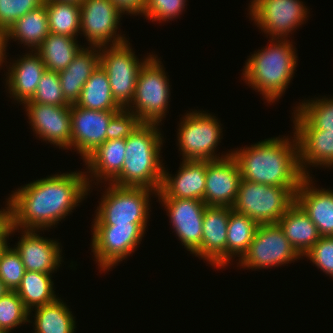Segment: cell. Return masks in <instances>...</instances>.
<instances>
[{
	"mask_svg": "<svg viewBox=\"0 0 333 333\" xmlns=\"http://www.w3.org/2000/svg\"><path fill=\"white\" fill-rule=\"evenodd\" d=\"M84 174L75 171L46 176L12 191L6 203L10 226L20 231L55 227L88 195Z\"/></svg>",
	"mask_w": 333,
	"mask_h": 333,
	"instance_id": "cell-1",
	"label": "cell"
},
{
	"mask_svg": "<svg viewBox=\"0 0 333 333\" xmlns=\"http://www.w3.org/2000/svg\"><path fill=\"white\" fill-rule=\"evenodd\" d=\"M288 137H273L251 147L231 151L241 179L254 183L298 188L305 175L299 165L298 143Z\"/></svg>",
	"mask_w": 333,
	"mask_h": 333,
	"instance_id": "cell-2",
	"label": "cell"
},
{
	"mask_svg": "<svg viewBox=\"0 0 333 333\" xmlns=\"http://www.w3.org/2000/svg\"><path fill=\"white\" fill-rule=\"evenodd\" d=\"M158 126L157 123H141L126 139L122 170L110 183L160 190L164 168L160 152L164 138Z\"/></svg>",
	"mask_w": 333,
	"mask_h": 333,
	"instance_id": "cell-3",
	"label": "cell"
},
{
	"mask_svg": "<svg viewBox=\"0 0 333 333\" xmlns=\"http://www.w3.org/2000/svg\"><path fill=\"white\" fill-rule=\"evenodd\" d=\"M270 40L269 46L255 51L247 59L242 75L249 87L260 92L268 103H273L280 99L294 77L297 54L289 39Z\"/></svg>",
	"mask_w": 333,
	"mask_h": 333,
	"instance_id": "cell-4",
	"label": "cell"
},
{
	"mask_svg": "<svg viewBox=\"0 0 333 333\" xmlns=\"http://www.w3.org/2000/svg\"><path fill=\"white\" fill-rule=\"evenodd\" d=\"M104 193L92 225H147L149 197L157 191L109 183Z\"/></svg>",
	"mask_w": 333,
	"mask_h": 333,
	"instance_id": "cell-5",
	"label": "cell"
},
{
	"mask_svg": "<svg viewBox=\"0 0 333 333\" xmlns=\"http://www.w3.org/2000/svg\"><path fill=\"white\" fill-rule=\"evenodd\" d=\"M298 188L271 186L241 179L232 209L260 224H275L295 203Z\"/></svg>",
	"mask_w": 333,
	"mask_h": 333,
	"instance_id": "cell-6",
	"label": "cell"
},
{
	"mask_svg": "<svg viewBox=\"0 0 333 333\" xmlns=\"http://www.w3.org/2000/svg\"><path fill=\"white\" fill-rule=\"evenodd\" d=\"M160 58L152 55L141 67L135 94L126 108L142 123L160 124L167 113L170 99L169 79ZM135 105V106H134Z\"/></svg>",
	"mask_w": 333,
	"mask_h": 333,
	"instance_id": "cell-7",
	"label": "cell"
},
{
	"mask_svg": "<svg viewBox=\"0 0 333 333\" xmlns=\"http://www.w3.org/2000/svg\"><path fill=\"white\" fill-rule=\"evenodd\" d=\"M204 112H189L179 123L177 140L183 160L214 161L231 156V151L221 155L222 157L215 153L219 141L223 138L221 123L216 116Z\"/></svg>",
	"mask_w": 333,
	"mask_h": 333,
	"instance_id": "cell-8",
	"label": "cell"
},
{
	"mask_svg": "<svg viewBox=\"0 0 333 333\" xmlns=\"http://www.w3.org/2000/svg\"><path fill=\"white\" fill-rule=\"evenodd\" d=\"M99 52L100 65L108 75L112 96L122 109H126L134 98L140 69L152 55L139 61L129 41L100 46Z\"/></svg>",
	"mask_w": 333,
	"mask_h": 333,
	"instance_id": "cell-9",
	"label": "cell"
},
{
	"mask_svg": "<svg viewBox=\"0 0 333 333\" xmlns=\"http://www.w3.org/2000/svg\"><path fill=\"white\" fill-rule=\"evenodd\" d=\"M147 225H93L92 252L100 271L110 270L135 252Z\"/></svg>",
	"mask_w": 333,
	"mask_h": 333,
	"instance_id": "cell-10",
	"label": "cell"
},
{
	"mask_svg": "<svg viewBox=\"0 0 333 333\" xmlns=\"http://www.w3.org/2000/svg\"><path fill=\"white\" fill-rule=\"evenodd\" d=\"M302 256L285 237L277 223L260 224L239 266L249 269L277 267Z\"/></svg>",
	"mask_w": 333,
	"mask_h": 333,
	"instance_id": "cell-11",
	"label": "cell"
},
{
	"mask_svg": "<svg viewBox=\"0 0 333 333\" xmlns=\"http://www.w3.org/2000/svg\"><path fill=\"white\" fill-rule=\"evenodd\" d=\"M250 2L251 20L266 35L269 34L271 39H287L290 32L305 22L309 13V9L300 0H251Z\"/></svg>",
	"mask_w": 333,
	"mask_h": 333,
	"instance_id": "cell-12",
	"label": "cell"
},
{
	"mask_svg": "<svg viewBox=\"0 0 333 333\" xmlns=\"http://www.w3.org/2000/svg\"><path fill=\"white\" fill-rule=\"evenodd\" d=\"M122 14L111 0H84L80 4V34L90 46H108L109 42L110 45L122 44L128 41L117 34Z\"/></svg>",
	"mask_w": 333,
	"mask_h": 333,
	"instance_id": "cell-13",
	"label": "cell"
},
{
	"mask_svg": "<svg viewBox=\"0 0 333 333\" xmlns=\"http://www.w3.org/2000/svg\"><path fill=\"white\" fill-rule=\"evenodd\" d=\"M24 108L36 136L59 149H70L71 105H45L27 100Z\"/></svg>",
	"mask_w": 333,
	"mask_h": 333,
	"instance_id": "cell-14",
	"label": "cell"
},
{
	"mask_svg": "<svg viewBox=\"0 0 333 333\" xmlns=\"http://www.w3.org/2000/svg\"><path fill=\"white\" fill-rule=\"evenodd\" d=\"M118 111L88 110L71 104V147L84 160L106 141V131L111 118Z\"/></svg>",
	"mask_w": 333,
	"mask_h": 333,
	"instance_id": "cell-15",
	"label": "cell"
},
{
	"mask_svg": "<svg viewBox=\"0 0 333 333\" xmlns=\"http://www.w3.org/2000/svg\"><path fill=\"white\" fill-rule=\"evenodd\" d=\"M232 210L227 206L206 205L201 245L192 253L220 269L227 266V226L229 213Z\"/></svg>",
	"mask_w": 333,
	"mask_h": 333,
	"instance_id": "cell-16",
	"label": "cell"
},
{
	"mask_svg": "<svg viewBox=\"0 0 333 333\" xmlns=\"http://www.w3.org/2000/svg\"><path fill=\"white\" fill-rule=\"evenodd\" d=\"M294 134L298 143L299 165L305 176L308 166L333 167V131L312 129L295 111Z\"/></svg>",
	"mask_w": 333,
	"mask_h": 333,
	"instance_id": "cell-17",
	"label": "cell"
},
{
	"mask_svg": "<svg viewBox=\"0 0 333 333\" xmlns=\"http://www.w3.org/2000/svg\"><path fill=\"white\" fill-rule=\"evenodd\" d=\"M165 205L176 236L193 253L200 245L203 231V215L206 204L194 199H158Z\"/></svg>",
	"mask_w": 333,
	"mask_h": 333,
	"instance_id": "cell-18",
	"label": "cell"
},
{
	"mask_svg": "<svg viewBox=\"0 0 333 333\" xmlns=\"http://www.w3.org/2000/svg\"><path fill=\"white\" fill-rule=\"evenodd\" d=\"M241 174L236 160L231 156L207 161L206 185L203 202L207 206L234 205Z\"/></svg>",
	"mask_w": 333,
	"mask_h": 333,
	"instance_id": "cell-19",
	"label": "cell"
},
{
	"mask_svg": "<svg viewBox=\"0 0 333 333\" xmlns=\"http://www.w3.org/2000/svg\"><path fill=\"white\" fill-rule=\"evenodd\" d=\"M163 168L158 199H204L207 161L182 160L178 173L169 174Z\"/></svg>",
	"mask_w": 333,
	"mask_h": 333,
	"instance_id": "cell-20",
	"label": "cell"
},
{
	"mask_svg": "<svg viewBox=\"0 0 333 333\" xmlns=\"http://www.w3.org/2000/svg\"><path fill=\"white\" fill-rule=\"evenodd\" d=\"M15 250L19 253L26 271L52 274L61 264L59 242L41 237L39 230H23ZM16 246V247H15Z\"/></svg>",
	"mask_w": 333,
	"mask_h": 333,
	"instance_id": "cell-21",
	"label": "cell"
},
{
	"mask_svg": "<svg viewBox=\"0 0 333 333\" xmlns=\"http://www.w3.org/2000/svg\"><path fill=\"white\" fill-rule=\"evenodd\" d=\"M305 176L295 193V203L316 225L321 237L333 236V191L313 186Z\"/></svg>",
	"mask_w": 333,
	"mask_h": 333,
	"instance_id": "cell-22",
	"label": "cell"
},
{
	"mask_svg": "<svg viewBox=\"0 0 333 333\" xmlns=\"http://www.w3.org/2000/svg\"><path fill=\"white\" fill-rule=\"evenodd\" d=\"M22 56L9 65L5 81L12 98L23 105L35 94L46 67L36 51Z\"/></svg>",
	"mask_w": 333,
	"mask_h": 333,
	"instance_id": "cell-23",
	"label": "cell"
},
{
	"mask_svg": "<svg viewBox=\"0 0 333 333\" xmlns=\"http://www.w3.org/2000/svg\"><path fill=\"white\" fill-rule=\"evenodd\" d=\"M125 152L126 139L106 140L83 160L89 170L87 173H91L90 176L86 174L89 189H91L92 178L98 183L102 180L105 182L108 180L110 183L121 172Z\"/></svg>",
	"mask_w": 333,
	"mask_h": 333,
	"instance_id": "cell-24",
	"label": "cell"
},
{
	"mask_svg": "<svg viewBox=\"0 0 333 333\" xmlns=\"http://www.w3.org/2000/svg\"><path fill=\"white\" fill-rule=\"evenodd\" d=\"M100 64V52L98 46L82 48L70 65L59 72L62 93L65 99L74 104L79 99L81 90L92 72Z\"/></svg>",
	"mask_w": 333,
	"mask_h": 333,
	"instance_id": "cell-25",
	"label": "cell"
},
{
	"mask_svg": "<svg viewBox=\"0 0 333 333\" xmlns=\"http://www.w3.org/2000/svg\"><path fill=\"white\" fill-rule=\"evenodd\" d=\"M277 224L302 257L321 237L316 225L296 203L281 216Z\"/></svg>",
	"mask_w": 333,
	"mask_h": 333,
	"instance_id": "cell-26",
	"label": "cell"
},
{
	"mask_svg": "<svg viewBox=\"0 0 333 333\" xmlns=\"http://www.w3.org/2000/svg\"><path fill=\"white\" fill-rule=\"evenodd\" d=\"M48 17L45 4L20 17L5 32L6 46L9 39H15L35 51L49 34Z\"/></svg>",
	"mask_w": 333,
	"mask_h": 333,
	"instance_id": "cell-27",
	"label": "cell"
},
{
	"mask_svg": "<svg viewBox=\"0 0 333 333\" xmlns=\"http://www.w3.org/2000/svg\"><path fill=\"white\" fill-rule=\"evenodd\" d=\"M75 104L88 110L120 111L122 109L112 96L108 75L100 64L85 82Z\"/></svg>",
	"mask_w": 333,
	"mask_h": 333,
	"instance_id": "cell-28",
	"label": "cell"
},
{
	"mask_svg": "<svg viewBox=\"0 0 333 333\" xmlns=\"http://www.w3.org/2000/svg\"><path fill=\"white\" fill-rule=\"evenodd\" d=\"M75 37L49 33L45 40L35 50L47 70L61 72L74 60L83 48Z\"/></svg>",
	"mask_w": 333,
	"mask_h": 333,
	"instance_id": "cell-29",
	"label": "cell"
},
{
	"mask_svg": "<svg viewBox=\"0 0 333 333\" xmlns=\"http://www.w3.org/2000/svg\"><path fill=\"white\" fill-rule=\"evenodd\" d=\"M33 333H75L74 316L59 297L51 303L33 308Z\"/></svg>",
	"mask_w": 333,
	"mask_h": 333,
	"instance_id": "cell-30",
	"label": "cell"
},
{
	"mask_svg": "<svg viewBox=\"0 0 333 333\" xmlns=\"http://www.w3.org/2000/svg\"><path fill=\"white\" fill-rule=\"evenodd\" d=\"M52 274L26 271L16 293L31 314L33 308L53 302L58 297L54 291Z\"/></svg>",
	"mask_w": 333,
	"mask_h": 333,
	"instance_id": "cell-31",
	"label": "cell"
},
{
	"mask_svg": "<svg viewBox=\"0 0 333 333\" xmlns=\"http://www.w3.org/2000/svg\"><path fill=\"white\" fill-rule=\"evenodd\" d=\"M259 224L234 210L229 213L227 226V265L236 255L242 258L255 236Z\"/></svg>",
	"mask_w": 333,
	"mask_h": 333,
	"instance_id": "cell-32",
	"label": "cell"
},
{
	"mask_svg": "<svg viewBox=\"0 0 333 333\" xmlns=\"http://www.w3.org/2000/svg\"><path fill=\"white\" fill-rule=\"evenodd\" d=\"M49 32L75 37L80 33V5L75 3L45 1Z\"/></svg>",
	"mask_w": 333,
	"mask_h": 333,
	"instance_id": "cell-33",
	"label": "cell"
},
{
	"mask_svg": "<svg viewBox=\"0 0 333 333\" xmlns=\"http://www.w3.org/2000/svg\"><path fill=\"white\" fill-rule=\"evenodd\" d=\"M294 110L312 129L333 131V97L303 100Z\"/></svg>",
	"mask_w": 333,
	"mask_h": 333,
	"instance_id": "cell-34",
	"label": "cell"
},
{
	"mask_svg": "<svg viewBox=\"0 0 333 333\" xmlns=\"http://www.w3.org/2000/svg\"><path fill=\"white\" fill-rule=\"evenodd\" d=\"M29 310L16 291H8L0 297V326L8 332L24 323H32Z\"/></svg>",
	"mask_w": 333,
	"mask_h": 333,
	"instance_id": "cell-35",
	"label": "cell"
},
{
	"mask_svg": "<svg viewBox=\"0 0 333 333\" xmlns=\"http://www.w3.org/2000/svg\"><path fill=\"white\" fill-rule=\"evenodd\" d=\"M29 101L55 106L71 105L62 93L58 72L47 69L38 83L35 94Z\"/></svg>",
	"mask_w": 333,
	"mask_h": 333,
	"instance_id": "cell-36",
	"label": "cell"
},
{
	"mask_svg": "<svg viewBox=\"0 0 333 333\" xmlns=\"http://www.w3.org/2000/svg\"><path fill=\"white\" fill-rule=\"evenodd\" d=\"M26 270L19 253L8 246L0 258V280L9 291H16Z\"/></svg>",
	"mask_w": 333,
	"mask_h": 333,
	"instance_id": "cell-37",
	"label": "cell"
},
{
	"mask_svg": "<svg viewBox=\"0 0 333 333\" xmlns=\"http://www.w3.org/2000/svg\"><path fill=\"white\" fill-rule=\"evenodd\" d=\"M45 0H0V30L6 32L20 17L37 9Z\"/></svg>",
	"mask_w": 333,
	"mask_h": 333,
	"instance_id": "cell-38",
	"label": "cell"
},
{
	"mask_svg": "<svg viewBox=\"0 0 333 333\" xmlns=\"http://www.w3.org/2000/svg\"><path fill=\"white\" fill-rule=\"evenodd\" d=\"M187 0H146L143 15L153 21H168L181 15Z\"/></svg>",
	"mask_w": 333,
	"mask_h": 333,
	"instance_id": "cell-39",
	"label": "cell"
},
{
	"mask_svg": "<svg viewBox=\"0 0 333 333\" xmlns=\"http://www.w3.org/2000/svg\"><path fill=\"white\" fill-rule=\"evenodd\" d=\"M140 119L127 109H121L110 120L106 140L127 139L141 124Z\"/></svg>",
	"mask_w": 333,
	"mask_h": 333,
	"instance_id": "cell-40",
	"label": "cell"
},
{
	"mask_svg": "<svg viewBox=\"0 0 333 333\" xmlns=\"http://www.w3.org/2000/svg\"><path fill=\"white\" fill-rule=\"evenodd\" d=\"M304 257L333 278V236L320 237Z\"/></svg>",
	"mask_w": 333,
	"mask_h": 333,
	"instance_id": "cell-41",
	"label": "cell"
},
{
	"mask_svg": "<svg viewBox=\"0 0 333 333\" xmlns=\"http://www.w3.org/2000/svg\"><path fill=\"white\" fill-rule=\"evenodd\" d=\"M114 5L124 14L143 15L146 0H111Z\"/></svg>",
	"mask_w": 333,
	"mask_h": 333,
	"instance_id": "cell-42",
	"label": "cell"
},
{
	"mask_svg": "<svg viewBox=\"0 0 333 333\" xmlns=\"http://www.w3.org/2000/svg\"><path fill=\"white\" fill-rule=\"evenodd\" d=\"M16 229L12 228L10 224H8L1 232H0V258L4 251L8 247L7 238L11 236V234L15 233Z\"/></svg>",
	"mask_w": 333,
	"mask_h": 333,
	"instance_id": "cell-43",
	"label": "cell"
},
{
	"mask_svg": "<svg viewBox=\"0 0 333 333\" xmlns=\"http://www.w3.org/2000/svg\"><path fill=\"white\" fill-rule=\"evenodd\" d=\"M6 48L5 32L0 30V66L5 62V59H7L5 52L7 50Z\"/></svg>",
	"mask_w": 333,
	"mask_h": 333,
	"instance_id": "cell-44",
	"label": "cell"
},
{
	"mask_svg": "<svg viewBox=\"0 0 333 333\" xmlns=\"http://www.w3.org/2000/svg\"><path fill=\"white\" fill-rule=\"evenodd\" d=\"M9 224V207L0 210V232Z\"/></svg>",
	"mask_w": 333,
	"mask_h": 333,
	"instance_id": "cell-45",
	"label": "cell"
},
{
	"mask_svg": "<svg viewBox=\"0 0 333 333\" xmlns=\"http://www.w3.org/2000/svg\"><path fill=\"white\" fill-rule=\"evenodd\" d=\"M45 1H56V2L75 3L77 5H80L84 0H45Z\"/></svg>",
	"mask_w": 333,
	"mask_h": 333,
	"instance_id": "cell-46",
	"label": "cell"
},
{
	"mask_svg": "<svg viewBox=\"0 0 333 333\" xmlns=\"http://www.w3.org/2000/svg\"><path fill=\"white\" fill-rule=\"evenodd\" d=\"M9 291V289L6 287V285L0 280V297L6 294Z\"/></svg>",
	"mask_w": 333,
	"mask_h": 333,
	"instance_id": "cell-47",
	"label": "cell"
},
{
	"mask_svg": "<svg viewBox=\"0 0 333 333\" xmlns=\"http://www.w3.org/2000/svg\"><path fill=\"white\" fill-rule=\"evenodd\" d=\"M0 333H10V332H8V331H1Z\"/></svg>",
	"mask_w": 333,
	"mask_h": 333,
	"instance_id": "cell-48",
	"label": "cell"
},
{
	"mask_svg": "<svg viewBox=\"0 0 333 333\" xmlns=\"http://www.w3.org/2000/svg\"><path fill=\"white\" fill-rule=\"evenodd\" d=\"M1 331H5V330L0 326V332H1Z\"/></svg>",
	"mask_w": 333,
	"mask_h": 333,
	"instance_id": "cell-49",
	"label": "cell"
}]
</instances>
